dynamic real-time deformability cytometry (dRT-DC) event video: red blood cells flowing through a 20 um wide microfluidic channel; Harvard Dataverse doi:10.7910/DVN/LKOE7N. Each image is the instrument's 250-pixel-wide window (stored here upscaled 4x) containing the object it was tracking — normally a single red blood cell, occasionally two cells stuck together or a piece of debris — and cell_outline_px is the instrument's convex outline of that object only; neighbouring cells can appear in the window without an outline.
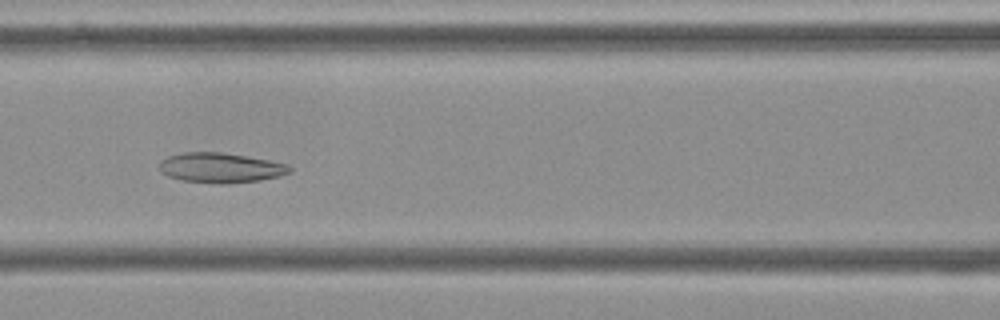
{"species": "Egyptian fruit bat (a non-hibernating species)", "species_latin": "Rousettus aegyptiacus", "temperature_condition": "cold", "stored_images_in_passage": 54, "camera_frame_rate_fps": 3000, "um_per_image_px": 0.085, "frame": {"image": 1, "passage_image": 23, "time_ms": 7.333, "image_size_px": [1000, 320], "cell_outline_px": [[292, 172], [280, 176], [260, 180], [228, 184], [220, 184], [180, 180], [168, 176], [160, 172], [160, 160], [168, 156], [180, 152], [220, 152], [268, 160], [288, 164], [292, 168]], "centroid_in_image_um": [18.74, 14.27], "position_along_channel_um": 147.9, "area_um2": 22.89}}
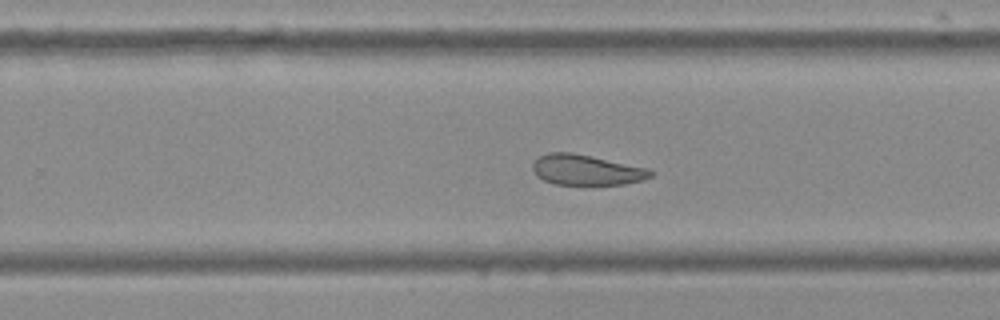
{"frame": {"image": 2, "passage_image": 34, "time_ms": 11.0, "image_size_px": [1000, 320], "cell_outline_px": [[656, 172], [652, 176], [644, 180], [624, 184], [556, 184], [544, 180], [536, 176], [532, 168], [532, 164], [540, 156], [548, 152], [572, 152], [648, 168]], "centroid_in_image_um": [49.86, 14.44], "position_along_channel_um": 279.9, "area_um2": 20.87}}
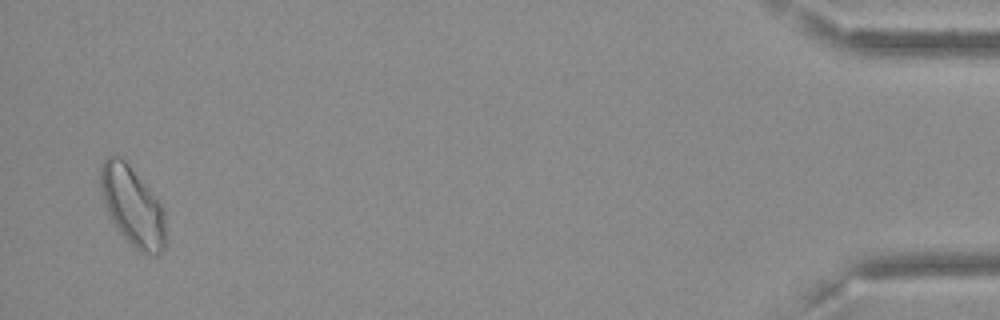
{"frame": {"image": 3, "passage_image": 53, "time_ms": 17.333, "image_size_px": [1000, 320], "cell_outline_px": [[164, 248], [156, 256], [140, 252], [120, 232], [112, 220], [108, 212], [100, 188], [100, 164], [108, 156], [120, 156], [128, 164], [148, 188], [160, 204], [164, 212]], "centroid_in_image_um": [11.24, 17.51], "position_along_channel_um": 424.0, "area_um2": 29.3}, "authors_computed_cell_mechanics": {"area_um2": 25.2297, "velocity_mm_per_s": 3.6145, "shape_relaxation_time_tau1_ms": null, "shape_relaxation_time_tau2_ms": 3.4773, "deformation_change_tau1": null, "deformation_change_tau2": 0.1062}}